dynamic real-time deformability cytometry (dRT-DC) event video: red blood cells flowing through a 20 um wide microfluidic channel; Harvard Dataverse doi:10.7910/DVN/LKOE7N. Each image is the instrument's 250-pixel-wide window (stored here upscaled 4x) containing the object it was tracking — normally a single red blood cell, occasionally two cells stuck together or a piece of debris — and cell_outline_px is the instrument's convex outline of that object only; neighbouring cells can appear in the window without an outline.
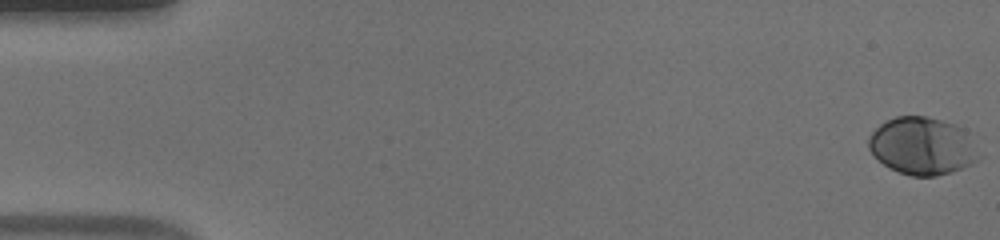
{"species": "human", "species_latin": "Homo sapiens", "temperature_condition": "warm", "stored_images_in_passage": 10, "camera_frame_rate_fps": 3000, "um_per_image_px": 0.085, "donor": {"sex": "male"}, "frame": {"image": 1, "passage_image": 1, "time_ms": 0.0, "image_size_px": [1000, 240], "cell_outline_px": [[980, 156], [972, 164], [936, 176], [912, 176], [900, 172], [884, 164], [868, 148], [868, 136], [880, 124], [896, 116], [928, 116], [956, 124], [964, 128], [968, 132]], "centroid_in_image_um": [78.41, 12.38], "position_along_channel_um": 6.6, "area_um2": 36.76}}